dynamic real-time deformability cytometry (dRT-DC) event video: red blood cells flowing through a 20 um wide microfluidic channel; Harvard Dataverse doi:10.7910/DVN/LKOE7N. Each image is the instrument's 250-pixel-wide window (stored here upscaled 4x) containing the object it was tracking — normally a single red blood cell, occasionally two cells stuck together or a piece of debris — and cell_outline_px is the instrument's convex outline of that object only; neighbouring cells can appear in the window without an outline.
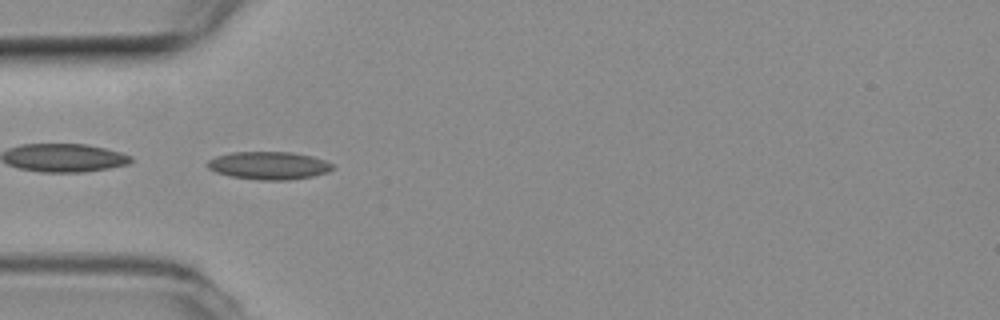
{"species": "common noctule bat (a hibernating species)", "species_latin": "Nyctalus noctula", "temperature_condition": "room temperature", "stored_images_in_passage": 51, "camera_frame_rate_fps": 3000, "um_per_image_px": 0.085, "animal": {"sex": "female", "body_mass_g": 19.3, "forearm_length_mm": 54.1}, "frame": {"image": 1, "passage_image": 13, "time_ms": 4.0, "image_size_px": [1000, 320], "cell_outline_px": [[332, 168], [328, 172], [312, 176], [288, 180], [260, 180], [232, 176], [216, 172], [208, 168], [204, 164], [208, 160], [216, 156], [232, 152], [288, 152], [312, 156], [324, 160], [332, 164]], "centroid_in_image_um": [22.81, 14.07], "position_along_channel_um": 62.2, "area_um2": 20.17}}
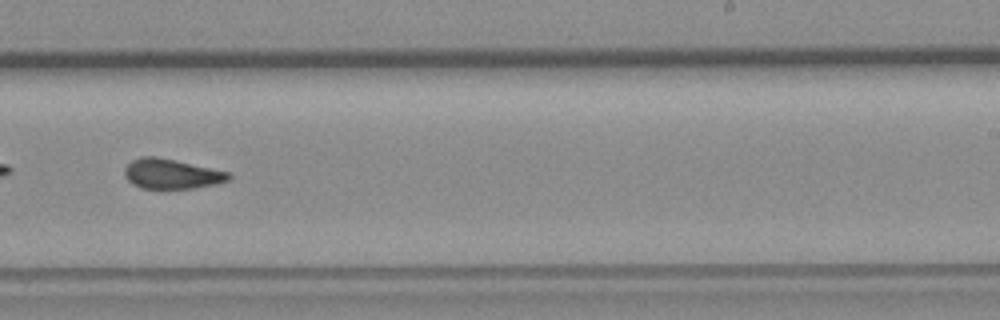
{"frame": {"image": 2, "passage_image": 30, "time_ms": 9.667, "image_size_px": [1000, 320], "cell_outline_px": [[232, 176], [228, 180], [216, 184], [192, 188], [140, 188], [132, 184], [124, 176], [124, 168], [132, 160], [140, 156], [156, 156], [176, 160], [228, 172]], "centroid_in_image_um": [14.54, 14.77], "position_along_channel_um": 274.5, "area_um2": 18.09}}
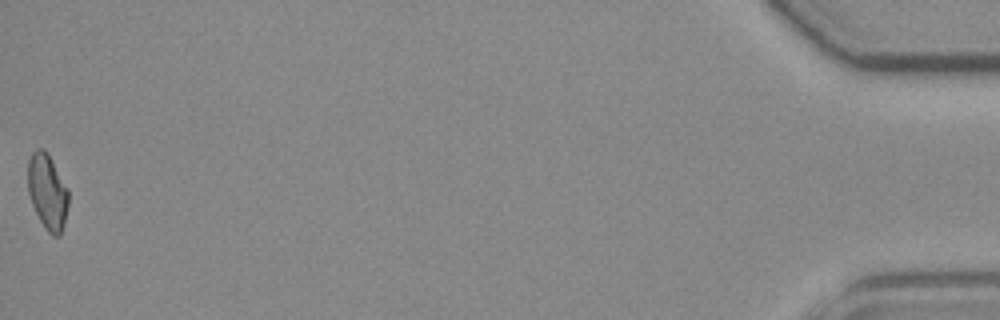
{"frame": {"image": 3, "passage_image": 51, "time_ms": 16.667, "image_size_px": [1000, 320], "cell_outline_px": [[68, 204], [64, 224], [60, 236], [52, 236], [48, 232], [40, 220], [32, 204], [28, 192], [28, 160], [32, 152], [36, 148], [44, 148], [68, 188]], "centroid_in_image_um": [4.03, 16.3], "position_along_channel_um": 431.2, "area_um2": 17.74}, "authors_computed_cell_mechanics": {"area_um2": 18.4382, "velocity_mm_per_s": 3.7592, "shape_relaxation_time_tau1_ms": 10.1435, "shape_relaxation_time_tau2_ms": 1.8449, "deformation_change_tau1": 0.2313, "deformation_change_tau2": 0.0898}}